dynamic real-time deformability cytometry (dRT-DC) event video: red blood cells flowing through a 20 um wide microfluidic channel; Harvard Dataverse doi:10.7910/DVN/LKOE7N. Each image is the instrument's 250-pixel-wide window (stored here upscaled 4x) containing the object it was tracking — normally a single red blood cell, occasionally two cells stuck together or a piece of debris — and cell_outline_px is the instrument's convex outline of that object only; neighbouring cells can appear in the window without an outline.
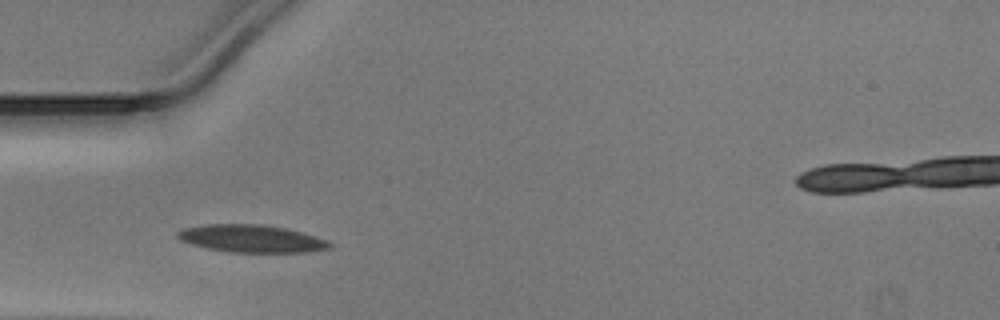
{"species": "Egyptian fruit bat (a non-hibernating species)", "species_latin": "Rousettus aegyptiacus", "temperature_condition": "warm", "stored_images_in_passage": 27, "camera_frame_rate_fps": 3000, "um_per_image_px": 0.085, "animal": {"sex": "male"}, "frame": {"image": 1, "passage_image": 1, "time_ms": 0.0, "image_size_px": [1000, 320], "cell_outline_px": [[332, 244], [328, 248], [304, 252], [228, 252], [208, 248], [192, 244], [180, 240], [176, 236], [176, 232], [184, 228], [204, 224], [260, 224], [284, 228], [304, 232], [328, 240]], "centroid_in_image_um": [21.36, 20.27], "position_along_channel_um": 63.6, "area_um2": 24.33}}
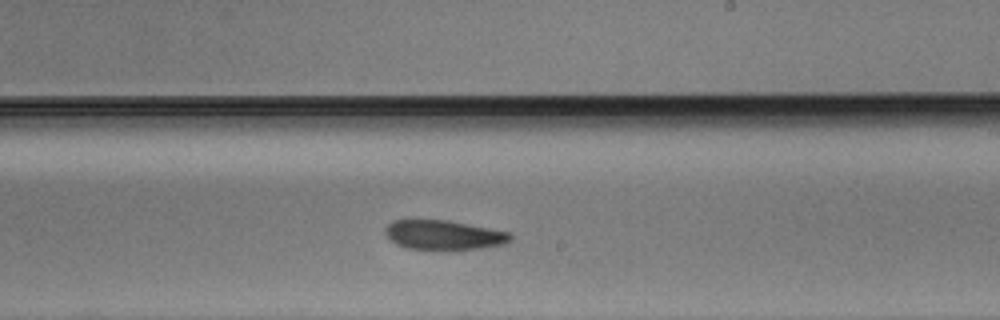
{"frame": {"image": 2, "passage_image": 15, "time_ms": 4.667, "image_size_px": [1000, 320], "cell_outline_px": [[512, 240], [504, 244], [480, 248], [408, 248], [396, 244], [384, 232], [384, 228], [392, 220], [408, 216], [416, 216], [448, 220], [512, 232]], "centroid_in_image_um": [37.65, 19.88], "position_along_channel_um": 251.3, "area_um2": 22.08}}
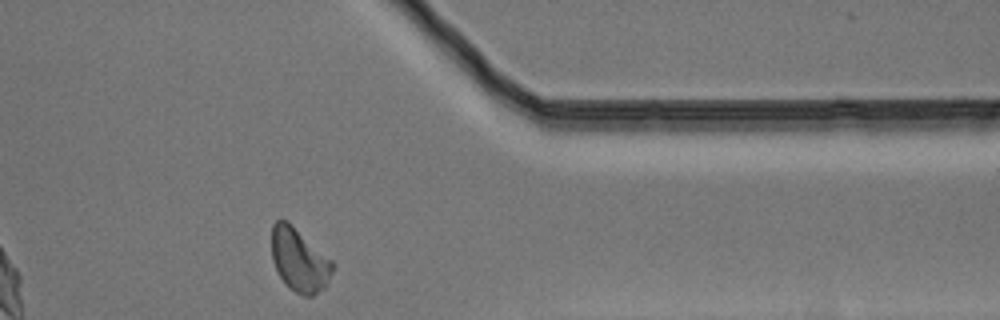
{"frame": {"image": 3, "passage_image": 26, "time_ms": 8.333, "image_size_px": [1000, 320], "cell_outline_px": [[332, 272], [324, 288], [312, 296], [304, 296], [288, 288], [280, 276], [272, 260], [272, 224], [280, 216], [288, 220], [332, 260]], "centroid_in_image_um": [25.41, 22.06], "position_along_channel_um": 386.0, "area_um2": 22.54}}